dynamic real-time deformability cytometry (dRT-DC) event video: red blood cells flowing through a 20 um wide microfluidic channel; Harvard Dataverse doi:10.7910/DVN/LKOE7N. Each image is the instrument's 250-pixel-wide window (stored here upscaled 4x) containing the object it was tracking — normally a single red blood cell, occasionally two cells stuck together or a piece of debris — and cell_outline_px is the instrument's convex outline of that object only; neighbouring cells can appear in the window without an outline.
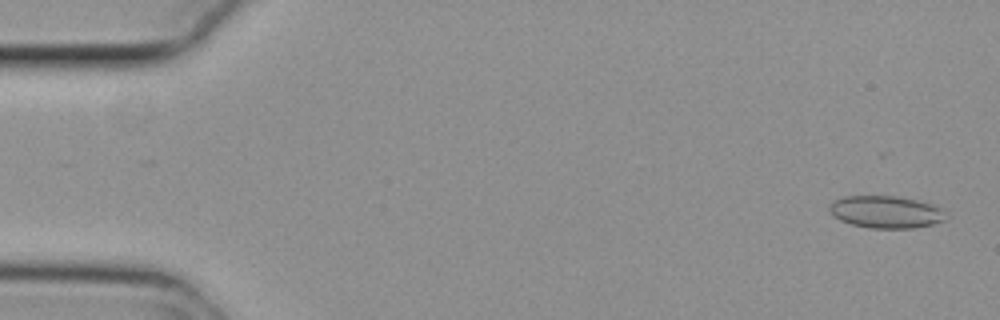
{"species": "common noctule bat (a hibernating species)", "species_latin": "Nyctalus noctula", "temperature_condition": "cold", "stored_images_in_passage": 8, "camera_frame_rate_fps": 3000, "um_per_image_px": 0.085, "animal": {"sex": "female", "body_mass_g": 29.2, "forearm_length_mm": 56.3}, "frame": {"image": 1, "passage_image": 2, "time_ms": 0.333, "image_size_px": [1000, 320], "cell_outline_px": [[948, 220], [932, 224], [912, 228], [868, 228], [852, 224], [840, 220], [828, 212], [828, 208], [836, 200], [844, 196], [896, 196], [916, 200], [932, 204], [940, 208], [948, 216]], "centroid_in_image_um": [75.32, 18.02], "position_along_channel_um": 9.7, "area_um2": 21.91}}